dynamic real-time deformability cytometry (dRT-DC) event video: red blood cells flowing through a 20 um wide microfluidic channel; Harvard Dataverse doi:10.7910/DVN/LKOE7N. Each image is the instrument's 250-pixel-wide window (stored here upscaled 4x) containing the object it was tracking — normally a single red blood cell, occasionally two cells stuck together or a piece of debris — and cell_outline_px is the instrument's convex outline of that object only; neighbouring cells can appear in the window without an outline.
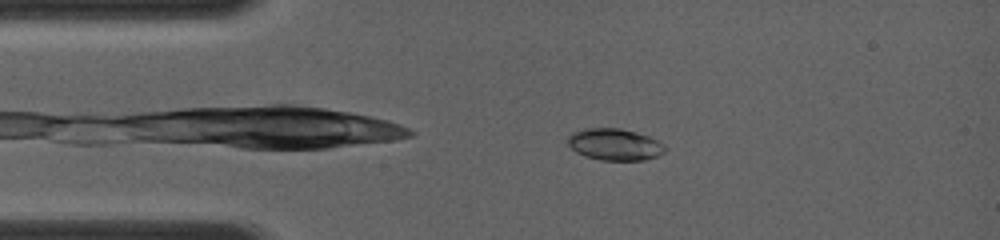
{"species": "common noctule bat (a hibernating species)", "species_latin": "Nyctalus noctula", "temperature_condition": "room temperature", "stored_images_in_passage": 48, "camera_frame_rate_fps": 4000, "um_per_image_px": 0.085, "animal": {"sex": "female", "body_mass_g": 19.0, "forearm_length_mm": 56.7}, "frame": {"image": 1, "passage_image": 6, "time_ms": 1.75, "image_size_px": [1000, 240], "cell_outline_px": [[668, 148], [664, 152], [656, 156], [644, 160], [600, 160], [584, 156], [576, 152], [568, 144], [568, 136], [572, 132], [584, 128], [620, 128], [636, 132], [648, 136], [664, 144]], "centroid_in_image_um": [52.24, 12.27], "position_along_channel_um": 32.8, "area_um2": 18.03}}
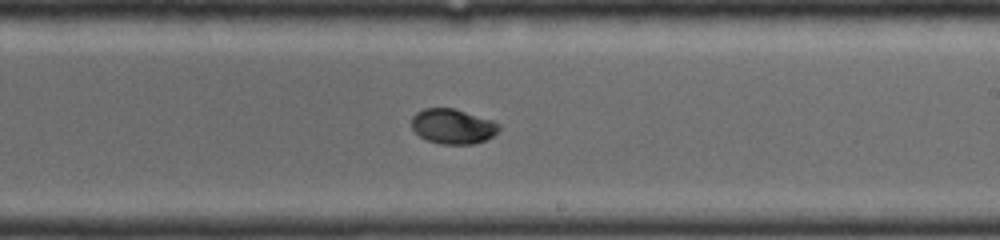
{"frame": {"image": 2, "passage_image": 24, "time_ms": 7.25, "image_size_px": [1000, 240], "cell_outline_px": [[500, 128], [492, 136], [484, 140], [472, 144], [440, 144], [428, 140], [420, 136], [412, 128], [412, 116], [416, 112], [424, 108], [456, 108], [492, 120], [500, 124]], "centroid_in_image_um": [38.48, 10.72], "position_along_channel_um": 250.5, "area_um2": 17.8}}
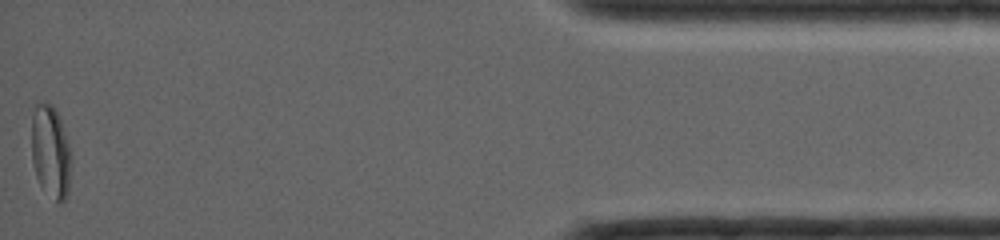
{"frame": {"image": 3, "passage_image": 47, "time_ms": 12.75, "image_size_px": [1000, 240], "cell_outline_px": [[68, 192], [64, 200], [60, 204], [40, 184], [36, 176], [32, 164], [32, 116], [36, 100], [44, 100], [52, 104], [56, 108], [68, 144]], "centroid_in_image_um": [4.24, 12.79], "position_along_channel_um": 431.0, "area_um2": 20.87}}